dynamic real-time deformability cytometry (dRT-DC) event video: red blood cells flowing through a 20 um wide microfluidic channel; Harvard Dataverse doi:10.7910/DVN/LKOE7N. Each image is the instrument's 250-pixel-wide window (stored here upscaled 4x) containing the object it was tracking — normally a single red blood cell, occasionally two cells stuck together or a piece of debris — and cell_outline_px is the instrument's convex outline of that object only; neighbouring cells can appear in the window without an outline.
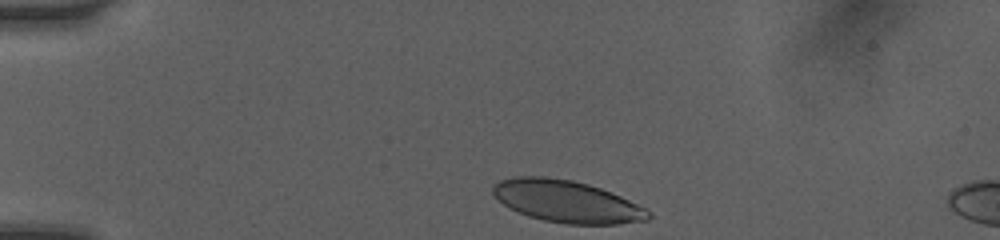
{"species": "human", "species_latin": "Homo sapiens", "temperature_condition": "room temperature", "stored_images_in_passage": 13, "camera_frame_rate_fps": 3000, "um_per_image_px": 0.085, "donor": {"sex": "female"}, "frame": {"image": 1, "passage_image": 1, "time_ms": 0.0, "image_size_px": [1000, 240], "cell_outline_px": [[652, 216], [648, 220], [616, 224], [564, 224], [544, 220], [528, 216], [508, 208], [492, 192], [492, 184], [500, 180], [512, 176], [544, 176], [572, 180], [588, 184], [600, 188], [620, 196], [652, 212]], "centroid_in_image_um": [48.15, 17.12], "position_along_channel_um": 36.9, "area_um2": 38.09}}
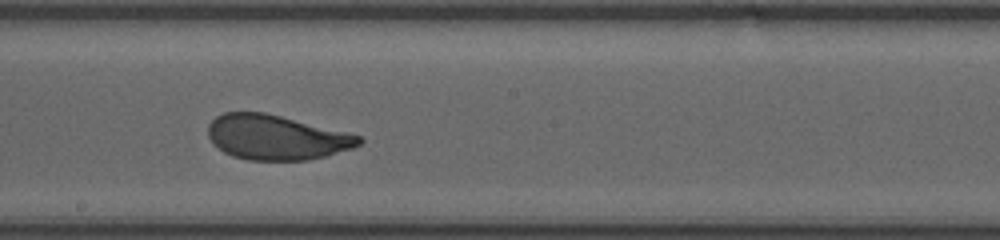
{"frame": {"image": 2, "passage_image": 8, "time_ms": 6.0, "image_size_px": [1000, 240], "cell_outline_px": [[364, 140], [360, 144], [352, 148], [324, 156], [308, 160], [248, 160], [232, 156], [224, 152], [212, 144], [208, 136], [208, 124], [216, 116], [224, 112], [264, 112], [360, 136]], "centroid_in_image_um": [23.42, 11.68], "position_along_channel_um": 224.8, "area_um2": 39.07}}
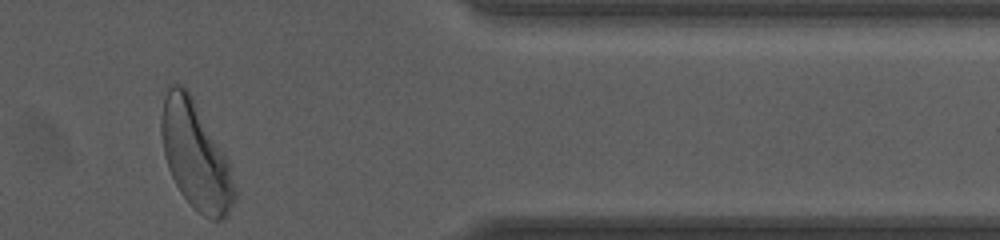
{"frame": {"image": 3, "passage_image": 13, "time_ms": 10.667, "image_size_px": [1000, 240], "cell_outline_px": [[236, 196], [224, 220], [212, 220], [204, 216], [180, 192], [168, 168], [164, 156], [160, 132], [160, 116], [164, 96], [168, 84], [180, 84], [192, 96], [228, 160], [236, 188]], "centroid_in_image_um": [16.6, 13.21], "position_along_channel_um": 394.8, "area_um2": 45.43}, "authors_computed_cell_mechanics": {"area_um2": 40.1132, "velocity_mm_per_s": 4.0584, "shape_relaxation_time_tau1_ms": 2.943, "shape_relaxation_time_tau2_ms": null, "deformation_change_tau1": 0.1306, "deformation_change_tau2": null}}